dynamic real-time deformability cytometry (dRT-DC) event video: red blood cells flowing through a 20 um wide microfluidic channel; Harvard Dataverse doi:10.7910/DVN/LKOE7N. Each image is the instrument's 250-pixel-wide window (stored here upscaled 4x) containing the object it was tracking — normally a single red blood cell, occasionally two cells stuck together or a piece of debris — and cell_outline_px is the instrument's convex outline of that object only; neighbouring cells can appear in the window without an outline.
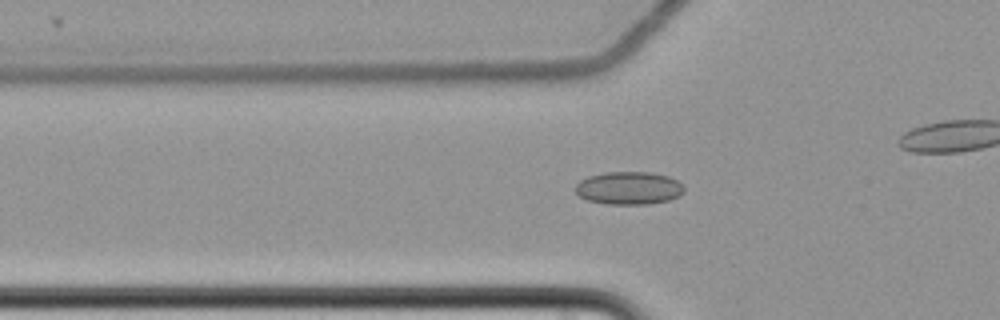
{"species": "common noctule bat (a hibernating species)", "species_latin": "Nyctalus noctula", "temperature_condition": "cold", "stored_images_in_passage": 38, "camera_frame_rate_fps": 3000, "um_per_image_px": 0.085, "animal": {"sex": "female", "body_mass_g": 22.7, "forearm_length_mm": 54.2}, "frame": {"image": 1, "passage_image": 10, "time_ms": 3.0, "image_size_px": [1000, 320], "cell_outline_px": [[684, 192], [680, 196], [668, 200], [648, 204], [608, 204], [588, 200], [580, 196], [576, 192], [576, 184], [580, 180], [588, 176], [604, 172], [652, 172], [668, 176], [684, 184]], "centroid_in_image_um": [53.48, 15.98], "position_along_channel_um": 72.3, "area_um2": 20.92}}
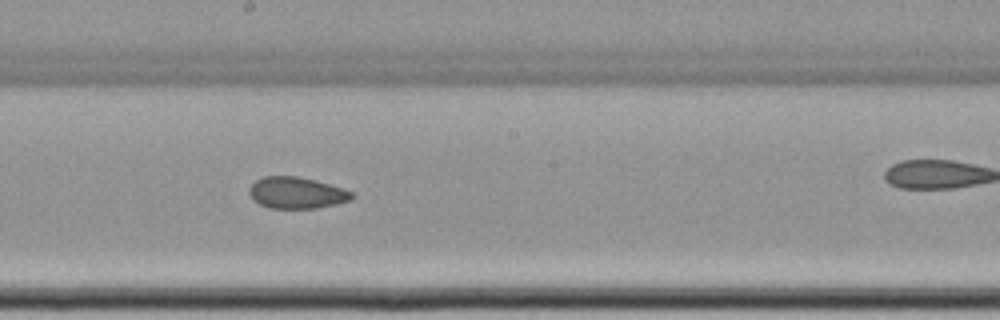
{"frame": {"image": 2, "passage_image": 23, "time_ms": 7.333, "image_size_px": [1000, 320], "cell_outline_px": [[356, 196], [352, 200], [336, 204], [316, 208], [268, 208], [252, 200], [248, 192], [248, 188], [256, 180], [264, 176], [296, 176], [316, 180], [344, 188], [352, 192]], "centroid_in_image_um": [25.22, 16.39], "position_along_channel_um": 223.0, "area_um2": 19.07}}
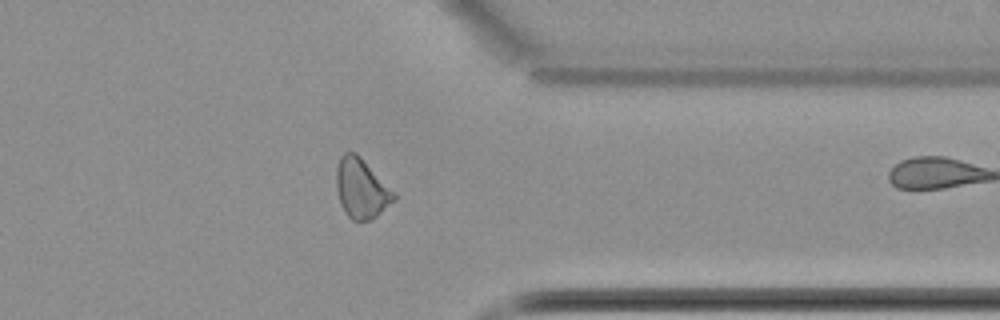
{"frame": {"image": 3, "passage_image": 37, "time_ms": 12.0, "image_size_px": [1000, 320], "cell_outline_px": [[396, 200], [372, 220], [360, 224], [352, 220], [344, 212], [340, 204], [336, 188], [336, 168], [340, 156], [344, 152], [356, 152], [396, 192]], "centroid_in_image_um": [30.72, 16.06], "position_along_channel_um": 380.7, "area_um2": 20.63}}